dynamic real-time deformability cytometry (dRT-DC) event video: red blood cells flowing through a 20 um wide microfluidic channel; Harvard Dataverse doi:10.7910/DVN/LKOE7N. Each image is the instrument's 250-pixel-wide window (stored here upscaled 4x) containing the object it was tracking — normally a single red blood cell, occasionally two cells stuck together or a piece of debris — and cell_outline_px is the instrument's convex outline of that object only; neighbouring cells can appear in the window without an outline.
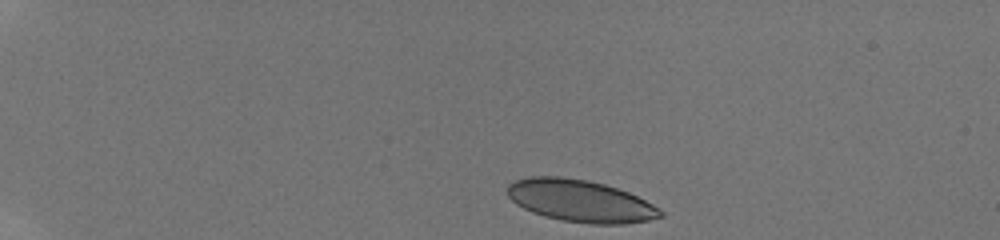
{"species": "human", "species_latin": "Homo sapiens", "temperature_condition": "room temperature", "stored_images_in_passage": 86, "camera_frame_rate_fps": 3000, "um_per_image_px": 0.085, "donor": {"sex": "male"}, "frame": {"image": 1, "passage_image": 1, "time_ms": 0.0, "image_size_px": [1000, 240], "cell_outline_px": [[664, 216], [648, 220], [624, 224], [588, 224], [564, 220], [544, 216], [532, 212], [516, 204], [508, 196], [508, 184], [516, 180], [528, 176], [560, 176], [588, 180], [604, 184], [628, 192], [652, 204], [664, 212]], "centroid_in_image_um": [49.32, 17.07], "position_along_channel_um": 35.7, "area_um2": 37.45}}
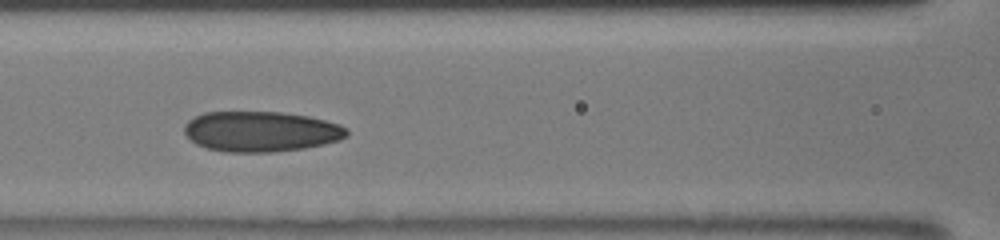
{"frame": {"image": 2, "passage_image": 33, "time_ms": 5.0, "image_size_px": [1000, 240], "cell_outline_px": [[348, 136], [340, 140], [324, 144], [304, 148], [272, 152], [224, 152], [208, 148], [196, 144], [184, 132], [184, 124], [188, 120], [204, 112], [280, 112], [308, 116], [340, 124], [348, 128]], "centroid_in_image_um": [22.19, 11.18], "position_along_channel_um": 144.4, "area_um2": 38.32}}
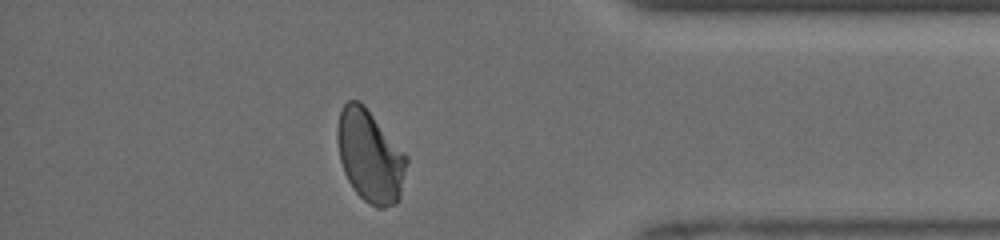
{"frame": {"image": 3, "passage_image": 79, "time_ms": 11.667, "image_size_px": [1000, 240], "cell_outline_px": [[408, 164], [400, 200], [396, 204], [384, 208], [376, 208], [364, 200], [352, 188], [344, 172], [340, 160], [336, 140], [336, 128], [340, 112], [344, 104], [348, 100], [356, 100], [364, 104], [408, 156]], "centroid_in_image_um": [31.46, 13.28], "position_along_channel_um": 403.7, "area_um2": 37.74}, "authors_computed_cell_mechanics": {"area_um2": 38.148, "velocity_mm_per_s": 4.1386, "shape_relaxation_time_tau1_ms": 5.3433, "shape_relaxation_time_tau2_ms": 1.3779, "deformation_change_tau1": 0.1579, "deformation_change_tau2": 0.0746}}